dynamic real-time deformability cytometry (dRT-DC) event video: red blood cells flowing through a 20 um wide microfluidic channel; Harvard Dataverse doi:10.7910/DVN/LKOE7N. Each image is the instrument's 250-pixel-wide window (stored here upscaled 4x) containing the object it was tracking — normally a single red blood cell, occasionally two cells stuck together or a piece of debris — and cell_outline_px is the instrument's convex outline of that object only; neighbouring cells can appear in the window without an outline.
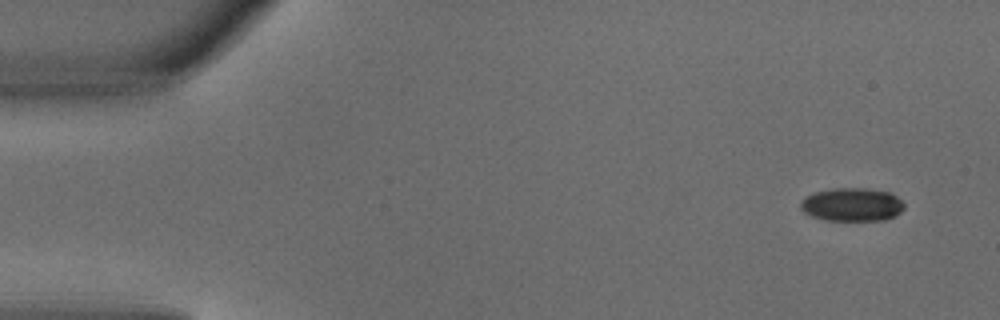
{"species": "common noctule bat (a hibernating species)", "species_latin": "Nyctalus noctula", "temperature_condition": "warm", "stored_images_in_passage": 5, "segment_of_instrument_passage": [1, 2], "camera_frame_rate_fps": 3000, "um_per_image_px": 0.085, "animal": {"sex": "male", "body_mass_g": 18.8}, "frame": {"image": 1, "passage_image": 1, "time_ms": 0.0, "image_size_px": [1000, 320], "cell_outline_px": [[904, 208], [896, 216], [884, 220], [824, 220], [812, 216], [804, 212], [800, 208], [800, 200], [804, 196], [812, 192], [832, 188], [864, 188], [892, 192], [904, 204]], "centroid_in_image_um": [72.39, 17.38], "position_along_channel_um": 12.6, "area_um2": 20.4}}